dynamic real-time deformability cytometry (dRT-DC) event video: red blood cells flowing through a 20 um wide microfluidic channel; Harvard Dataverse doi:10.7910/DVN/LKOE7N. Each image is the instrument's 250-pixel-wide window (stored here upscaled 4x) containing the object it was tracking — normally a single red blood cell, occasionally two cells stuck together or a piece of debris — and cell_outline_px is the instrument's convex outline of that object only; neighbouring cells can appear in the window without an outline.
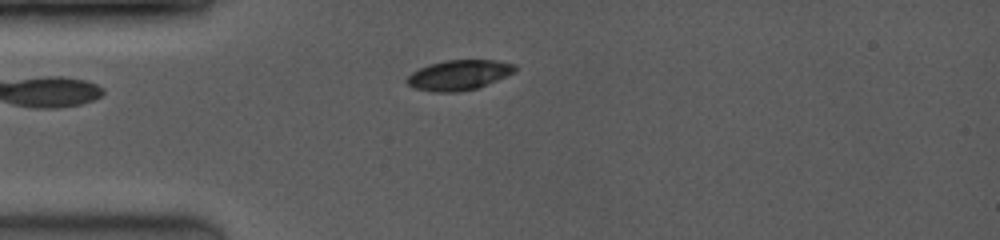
{"species": "common noctule bat (a hibernating species)", "species_latin": "Nyctalus noctula", "temperature_condition": "room temperature", "stored_images_in_passage": 26, "camera_frame_rate_fps": 3500, "um_per_image_px": 0.085, "animal": {"sex": "female", "body_mass_g": 19.0, "forearm_length_mm": 53.3}, "frame": {"image": 1, "passage_image": 1, "time_ms": 0.0, "image_size_px": [1000, 240], "cell_outline_px": [[516, 72], [476, 88], [456, 92], [432, 92], [416, 88], [408, 84], [404, 80], [412, 72], [428, 64], [444, 60], [496, 60], [516, 64]], "centroid_in_image_um": [39.0, 6.36], "position_along_channel_um": 46.0, "area_um2": 18.9}}
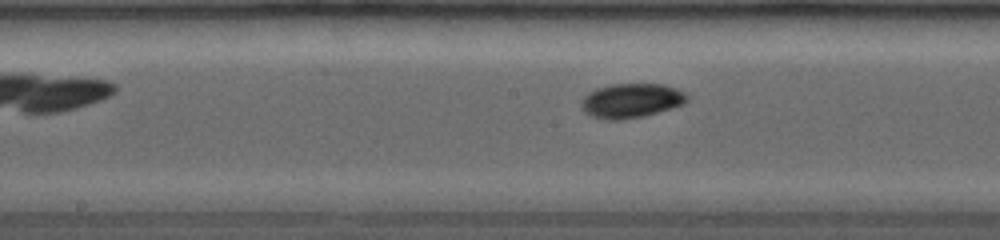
{"frame": {"image": 2, "passage_image": 12, "time_ms": 4.0, "image_size_px": [1000, 240], "cell_outline_px": [[688, 100], [684, 104], [672, 108], [644, 116], [620, 120], [608, 120], [592, 116], [584, 112], [580, 104], [584, 96], [588, 92], [596, 88], [612, 84], [660, 84], [676, 88], [684, 92], [688, 96]], "centroid_in_image_um": [53.65, 8.55], "position_along_channel_um": 194.6, "area_um2": 21.27}}
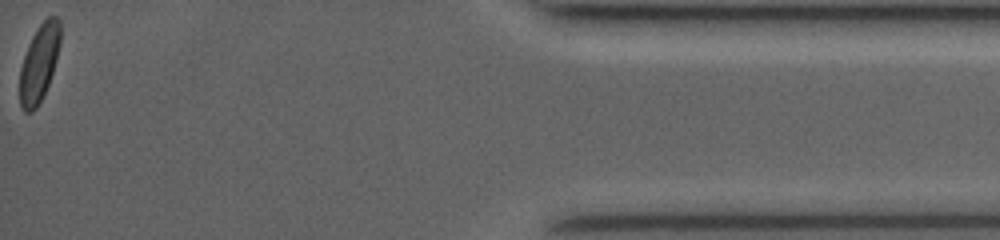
{"frame": {"image": 3, "passage_image": 26, "time_ms": 11.429, "image_size_px": [1000, 240], "cell_outline_px": [[60, 44], [56, 60], [44, 96], [36, 108], [32, 112], [24, 112], [20, 104], [20, 68], [28, 44], [32, 36], [40, 24], [48, 16], [56, 16], [60, 20]], "centroid_in_image_um": [3.33, 5.37], "position_along_channel_um": 431.9, "area_um2": 18.21}, "authors_computed_cell_mechanics": {"area_um2": 19.4208, "velocity_mm_per_s": 4.1059, "shape_relaxation_time_tau1_ms": 1.714, "shape_relaxation_time_tau2_ms": null, "deformation_change_tau1": 0.0838, "deformation_change_tau2": null}}